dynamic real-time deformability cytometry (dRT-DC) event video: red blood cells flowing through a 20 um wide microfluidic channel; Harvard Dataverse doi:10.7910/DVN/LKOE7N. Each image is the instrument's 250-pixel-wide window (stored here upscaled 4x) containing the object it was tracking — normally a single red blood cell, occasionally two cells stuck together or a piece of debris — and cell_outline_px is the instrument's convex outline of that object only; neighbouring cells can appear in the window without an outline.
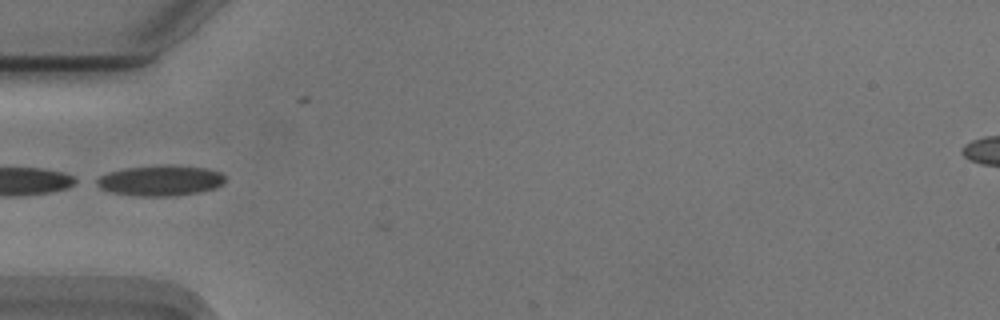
{"species": "Egyptian fruit bat (a non-hibernating species)", "species_latin": "Rousettus aegyptiacus", "temperature_condition": "cold", "stored_images_in_passage": 3, "camera_frame_rate_fps": 3000, "um_per_image_px": 0.085, "animal": {"sex": "male"}, "frame": {"image": 1, "passage_image": 1, "time_ms": 0.0, "image_size_px": [1000, 320], "cell_outline_px": [[224, 184], [216, 188], [200, 192], [176, 196], [132, 196], [112, 192], [100, 188], [92, 184], [92, 180], [108, 172], [124, 168], [160, 164], [164, 164], [208, 168], [220, 172], [224, 176]], "centroid_in_image_um": [13.59, 15.34], "position_along_channel_um": 71.4, "area_um2": 23.47}}